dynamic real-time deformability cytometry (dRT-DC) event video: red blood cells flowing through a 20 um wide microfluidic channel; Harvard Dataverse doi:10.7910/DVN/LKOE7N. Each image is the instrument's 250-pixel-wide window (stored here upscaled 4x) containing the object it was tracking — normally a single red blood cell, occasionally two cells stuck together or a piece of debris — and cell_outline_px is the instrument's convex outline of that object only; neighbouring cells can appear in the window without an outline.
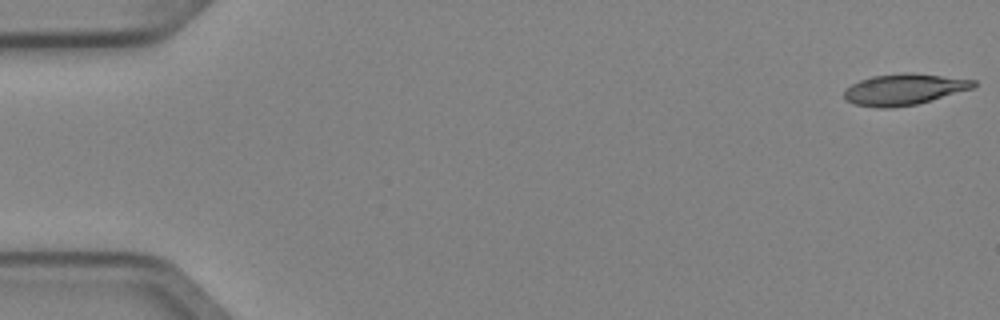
{"species": "Egyptian fruit bat (a non-hibernating species)", "species_latin": "Rousettus aegyptiacus", "temperature_condition": "cold", "stored_images_in_passage": 6, "camera_frame_rate_fps": 3000, "um_per_image_px": 0.085, "animal": {"sex": "female"}, "frame": {"image": 1, "passage_image": 1, "time_ms": 0.0, "image_size_px": [1000, 320], "cell_outline_px": [[976, 84], [972, 88], [916, 104], [888, 108], [880, 108], [856, 104], [848, 100], [844, 96], [844, 88], [860, 80], [872, 76], [904, 72], [912, 72], [976, 80]], "centroid_in_image_um": [76.82, 7.58], "position_along_channel_um": 8.2, "area_um2": 23.24}}
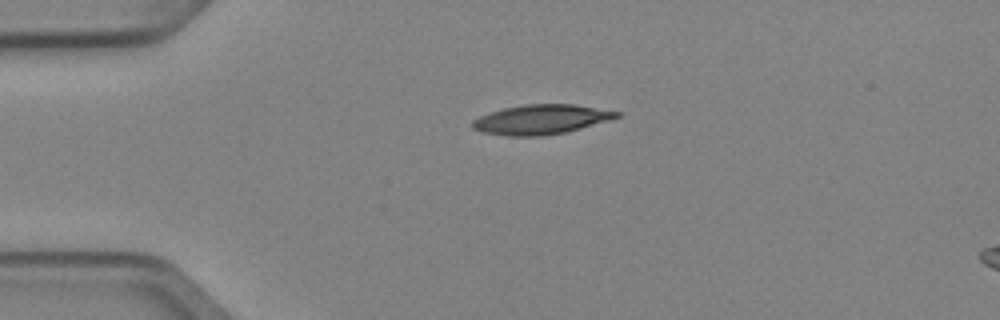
{"frame": {"image": 2, "passage_image": 4, "time_ms": 1.0, "image_size_px": [1000, 320], "cell_outline_px": [[620, 116], [608, 120], [580, 128], [564, 132], [540, 136], [508, 136], [484, 132], [472, 128], [472, 120], [488, 112], [504, 108], [524, 104], [572, 104], [620, 112]], "centroid_in_image_um": [45.94, 10.15], "position_along_channel_um": 39.1, "area_um2": 24.57}}
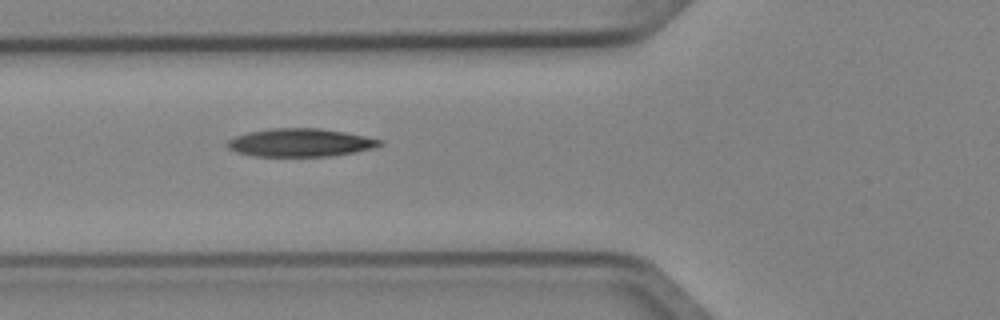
{"frame": {"image": 3, "passage_image": 6, "time_ms": 1.667, "image_size_px": [1000, 320], "cell_outline_px": [[384, 144], [376, 148], [332, 156], [256, 156], [236, 152], [228, 148], [224, 144], [228, 140], [236, 136], [248, 132], [268, 128], [320, 128], [344, 132], [384, 140]], "centroid_in_image_um": [25.54, 12.12], "position_along_channel_um": 100.3, "area_um2": 25.14}}